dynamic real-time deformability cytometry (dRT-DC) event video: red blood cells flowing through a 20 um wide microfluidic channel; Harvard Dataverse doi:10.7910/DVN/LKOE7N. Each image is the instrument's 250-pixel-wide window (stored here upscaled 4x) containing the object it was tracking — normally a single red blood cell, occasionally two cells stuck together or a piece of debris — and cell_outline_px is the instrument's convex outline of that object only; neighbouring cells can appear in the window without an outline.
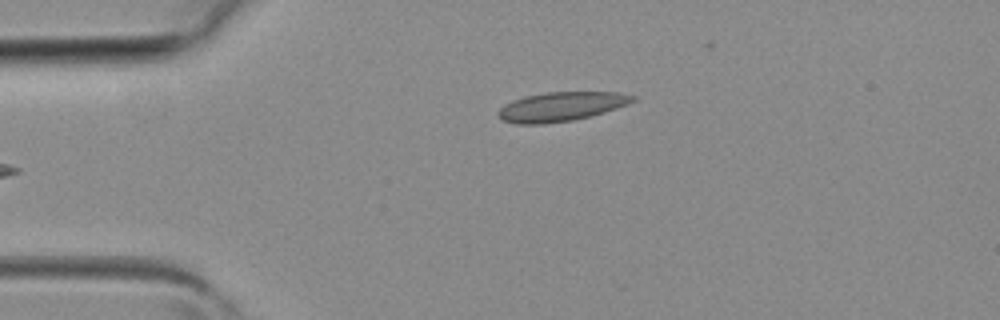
{"species": "common noctule bat (a hibernating species)", "species_latin": "Nyctalus noctula", "temperature_condition": "room temperature", "stored_images_in_passage": 4, "camera_frame_rate_fps": 3000, "um_per_image_px": 0.085, "animal": {"sex": "female", "body_mass_g": 19.3, "forearm_length_mm": 54.1}, "frame": {"image": 1, "passage_image": 4, "time_ms": 1.0, "image_size_px": [1000, 320], "cell_outline_px": [[636, 100], [628, 104], [604, 112], [572, 120], [544, 124], [516, 124], [500, 120], [496, 116], [496, 112], [504, 104], [512, 100], [524, 96], [544, 92], [616, 92], [636, 96]], "centroid_in_image_um": [47.62, 9.06], "position_along_channel_um": 37.4, "area_um2": 23.06}}